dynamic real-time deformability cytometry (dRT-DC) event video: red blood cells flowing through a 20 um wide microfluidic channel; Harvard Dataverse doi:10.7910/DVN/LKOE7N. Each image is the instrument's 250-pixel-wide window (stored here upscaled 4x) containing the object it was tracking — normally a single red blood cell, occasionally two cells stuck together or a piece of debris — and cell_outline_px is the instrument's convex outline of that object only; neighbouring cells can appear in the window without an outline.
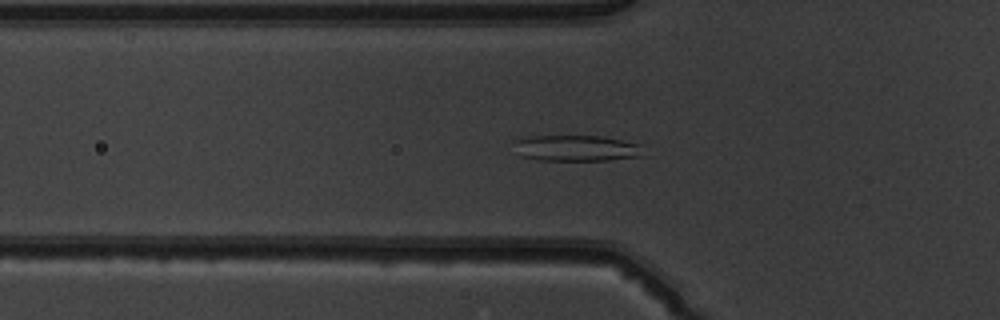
{"species": "common noctule bat (a hibernating species)", "species_latin": "Nyctalus noctula", "temperature_condition": "warm", "stored_images_in_passage": 41, "camera_frame_rate_fps": 3000, "um_per_image_px": 0.085, "animal": {"sex": "male", "body_mass_g": 19.5, "forearm_length_mm": 54.6}, "frame": {"image": 1, "passage_image": 8, "time_ms": 2.333, "image_size_px": [1000, 320], "cell_outline_px": [[644, 156], [608, 160], [536, 160], [520, 156], [512, 140], [520, 136], [604, 136], [640, 144]], "centroid_in_image_um": [48.95, 12.59], "position_along_channel_um": 76.9, "area_um2": 19.88}}
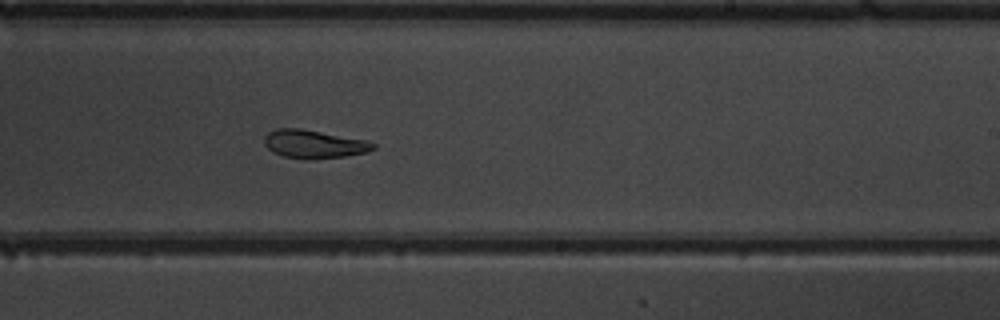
{"frame": {"image": 2, "passage_image": 22, "time_ms": 7.0, "image_size_px": [1000, 320], "cell_outline_px": [[376, 148], [368, 152], [344, 156], [308, 160], [304, 160], [284, 156], [272, 152], [264, 144], [264, 136], [268, 132], [276, 128], [300, 128], [364, 140], [376, 144]], "centroid_in_image_um": [26.65, 12.25], "position_along_channel_um": 262.4, "area_um2": 17.98}}
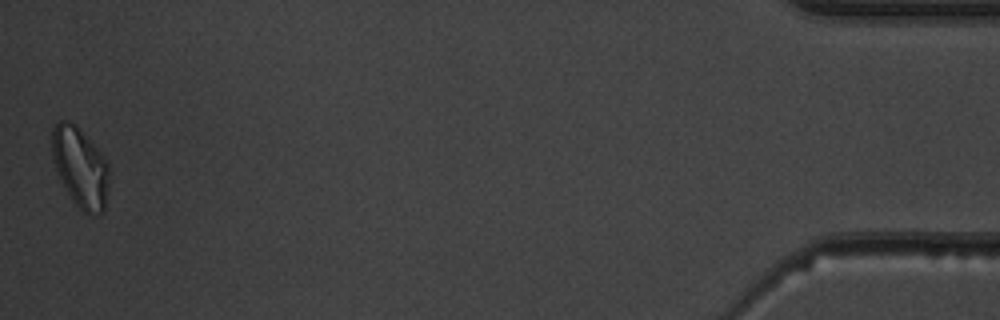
{"frame": {"image": 3, "passage_image": 41, "time_ms": 13.333, "image_size_px": [1000, 320], "cell_outline_px": [[108, 184], [104, 212], [92, 216], [84, 212], [76, 204], [68, 192], [52, 160], [52, 128], [60, 120], [68, 120], [76, 124], [96, 148], [108, 164]], "centroid_in_image_um": [6.82, 14.21], "position_along_channel_um": 428.4, "area_um2": 26.13}, "authors_computed_cell_mechanics": {"area_um2": 18.8428, "velocity_mm_per_s": 3.9671, "shape_relaxation_time_tau1_ms": 6.7115, "shape_relaxation_time_tau2_ms": 5.137, "deformation_change_tau1": 0.1511, "deformation_change_tau2": 0.1315}}